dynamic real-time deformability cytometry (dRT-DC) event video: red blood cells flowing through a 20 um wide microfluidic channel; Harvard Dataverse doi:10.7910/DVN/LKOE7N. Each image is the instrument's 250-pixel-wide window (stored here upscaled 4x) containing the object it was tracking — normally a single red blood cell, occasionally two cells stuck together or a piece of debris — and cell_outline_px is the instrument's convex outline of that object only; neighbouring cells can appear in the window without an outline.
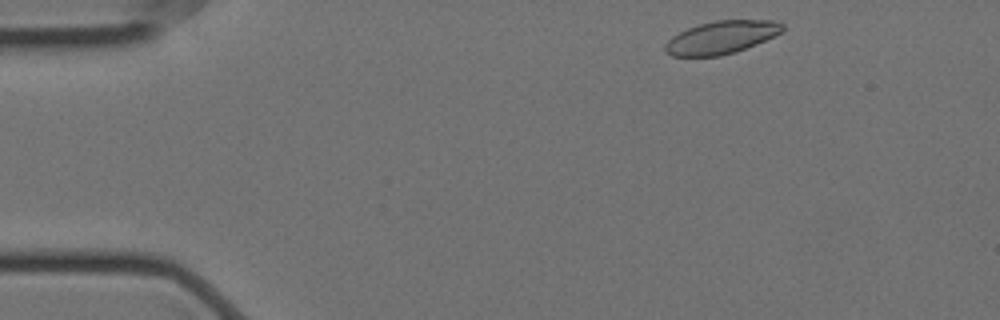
{"species": "Egyptian fruit bat (a non-hibernating species)", "species_latin": "Rousettus aegyptiacus", "temperature_condition": "cold", "stored_images_in_passage": 17, "camera_frame_rate_fps": 3000, "um_per_image_px": 0.085, "animal": {"sex": "female"}, "frame": {"image": 1, "passage_image": 2, "time_ms": 0.333, "image_size_px": [1000, 320], "cell_outline_px": [[784, 28], [780, 32], [764, 40], [736, 52], [720, 56], [672, 56], [664, 52], [664, 44], [672, 36], [688, 28], [700, 24], [716, 20], [776, 20], [784, 24]], "centroid_in_image_um": [61.28, 3.18], "position_along_channel_um": 23.7, "area_um2": 22.37}}
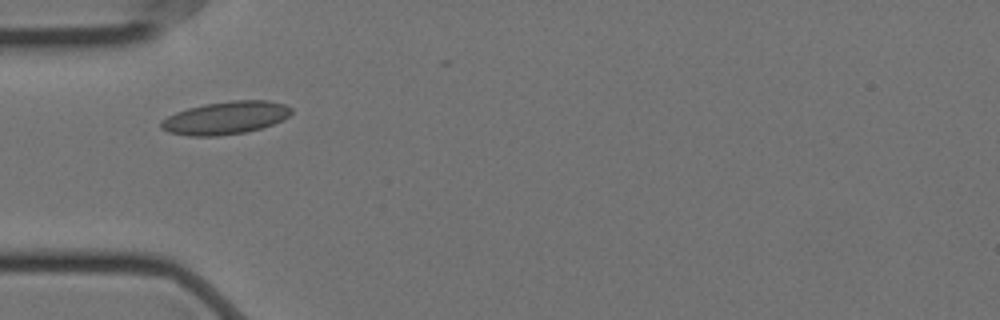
{"frame": {"image": 2, "passage_image": 12, "time_ms": 3.667, "image_size_px": [1000, 320], "cell_outline_px": [[292, 112], [288, 116], [272, 124], [260, 128], [244, 132], [220, 136], [188, 136], [168, 132], [160, 128], [160, 120], [176, 112], [188, 108], [204, 104], [232, 100], [268, 100], [284, 104], [292, 108]], "centroid_in_image_um": [19.13, 10.01], "position_along_channel_um": 65.9, "area_um2": 24.91}}
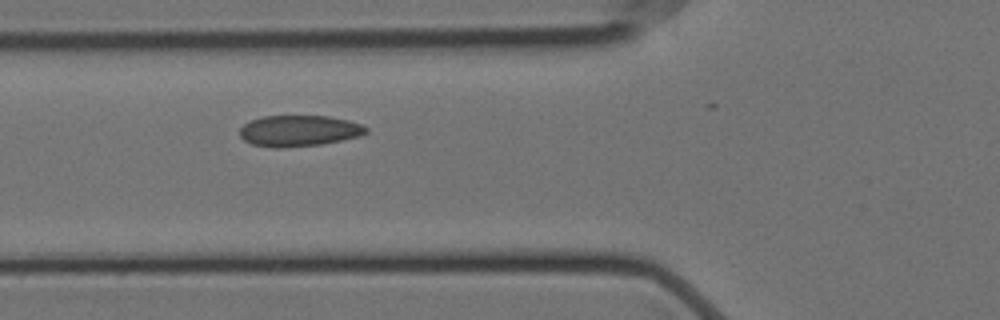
{"frame": {"image": 3, "passage_image": 15, "time_ms": 4.667, "image_size_px": [1000, 320], "cell_outline_px": [[368, 132], [360, 136], [320, 144], [276, 148], [252, 144], [244, 140], [240, 136], [240, 128], [244, 124], [252, 120], [264, 116], [328, 116], [348, 120], [360, 124], [368, 128]], "centroid_in_image_um": [25.41, 11.11], "position_along_channel_um": 100.4, "area_um2": 22.66}}